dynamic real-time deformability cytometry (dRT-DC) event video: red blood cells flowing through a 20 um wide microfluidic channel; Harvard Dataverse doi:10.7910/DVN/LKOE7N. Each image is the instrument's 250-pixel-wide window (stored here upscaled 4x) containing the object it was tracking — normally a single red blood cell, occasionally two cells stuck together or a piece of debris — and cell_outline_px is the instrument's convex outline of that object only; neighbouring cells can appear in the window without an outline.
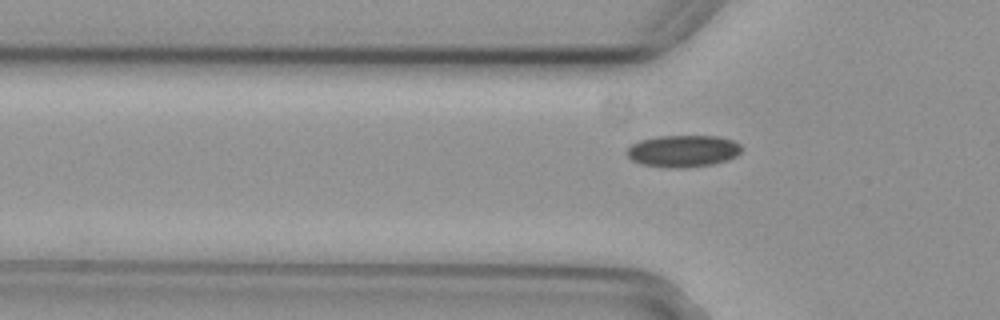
{"species": "common noctule bat (a hibernating species)", "species_latin": "Nyctalus noctula", "temperature_condition": "cold", "stored_images_in_passage": 3, "camera_frame_rate_fps": 3000, "um_per_image_px": 0.085, "animal": {"sex": "female", "body_mass_g": 29.2, "forearm_length_mm": 56.3}, "frame": {"image": 1, "passage_image": 3, "time_ms": 0.667, "image_size_px": [1000, 320], "cell_outline_px": [[740, 152], [736, 156], [728, 160], [712, 164], [688, 168], [672, 168], [640, 164], [632, 160], [628, 156], [628, 148], [632, 144], [640, 140], [660, 136], [720, 136], [732, 140], [740, 144]], "centroid_in_image_um": [58.07, 12.84], "position_along_channel_um": 67.7, "area_um2": 21.33}}